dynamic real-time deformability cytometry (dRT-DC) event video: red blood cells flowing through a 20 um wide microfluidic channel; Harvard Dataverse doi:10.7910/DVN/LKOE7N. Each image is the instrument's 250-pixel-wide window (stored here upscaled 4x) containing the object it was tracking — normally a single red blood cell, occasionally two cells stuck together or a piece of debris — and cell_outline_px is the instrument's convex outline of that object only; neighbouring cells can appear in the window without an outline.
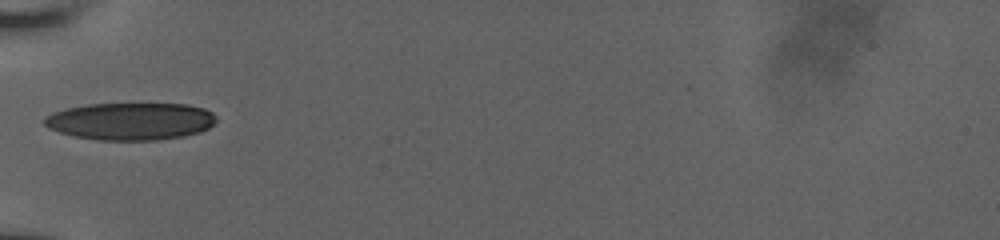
{"species": "human", "species_latin": "Homo sapiens", "temperature_condition": "room temperature", "stored_images_in_passage": 2, "camera_frame_rate_fps": 3000, "um_per_image_px": 0.085, "donor": {"sex": "male"}, "frame": {"image": 1, "passage_image": 1, "time_ms": 0.0, "image_size_px": [1000, 240], "cell_outline_px": [[216, 120], [208, 128], [200, 132], [180, 136], [156, 140], [100, 140], [76, 136], [60, 132], [48, 128], [44, 124], [44, 116], [52, 112], [64, 108], [88, 104], [188, 104], [204, 108], [212, 112], [216, 116]], "centroid_in_image_um": [11.08, 10.29], "position_along_channel_um": 73.9, "area_um2": 37.4}}